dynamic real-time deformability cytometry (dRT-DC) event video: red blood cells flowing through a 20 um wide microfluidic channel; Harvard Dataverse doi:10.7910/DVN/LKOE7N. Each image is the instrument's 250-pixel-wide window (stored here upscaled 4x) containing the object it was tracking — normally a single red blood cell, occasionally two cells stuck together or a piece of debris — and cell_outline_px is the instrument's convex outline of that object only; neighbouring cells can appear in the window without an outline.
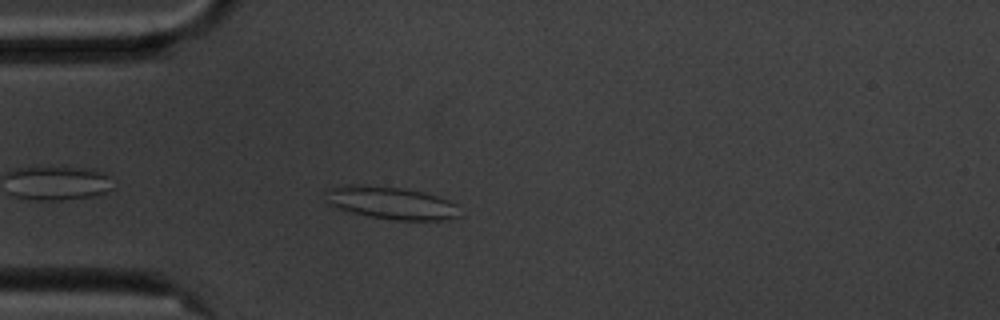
{"species": "common noctule bat (a hibernating species)", "species_latin": "Nyctalus noctula", "temperature_condition": "cold", "stored_images_in_passage": 29, "camera_frame_rate_fps": 3000, "um_per_image_px": 0.085, "animal": {"sex": "male", "body_mass_g": 20.1, "forearm_length_mm": 53.5}, "frame": {"image": 1, "passage_image": 4, "time_ms": 1.0, "image_size_px": [1000, 320], "cell_outline_px": [[460, 216], [444, 220], [396, 220], [368, 216], [348, 212], [336, 208], [328, 200], [332, 188], [344, 184], [356, 184], [404, 188], [436, 196], [448, 200], [456, 204]], "centroid_in_image_um": [33.29, 17.26], "position_along_channel_um": 51.7, "area_um2": 25.03}}
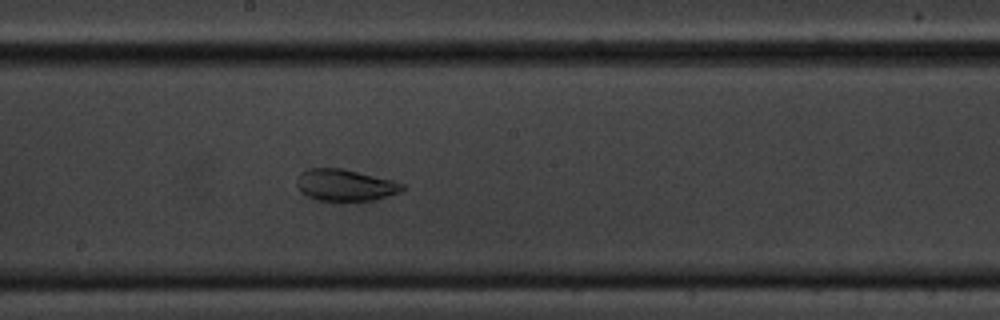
{"frame": {"image": 2, "passage_image": 19, "time_ms": 6.0, "image_size_px": [1000, 320], "cell_outline_px": [[404, 188], [400, 192], [372, 200], [316, 200], [300, 192], [296, 184], [300, 172], [308, 168], [340, 168], [392, 180], [404, 184]], "centroid_in_image_um": [29.29, 15.72], "position_along_channel_um": 218.9, "area_um2": 19.19}}
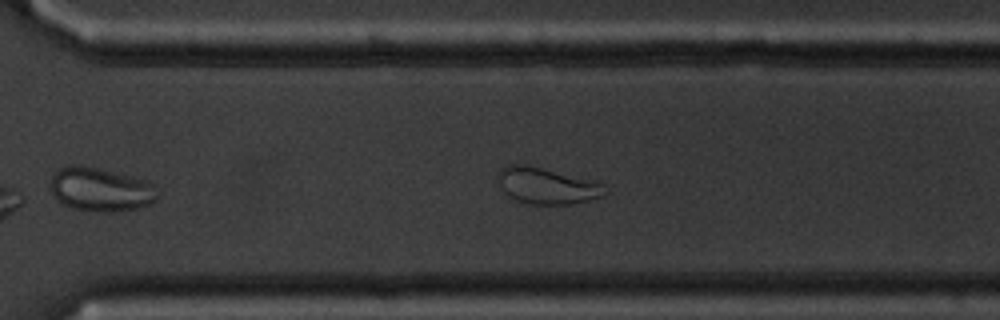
{"frame": {"image": 3, "passage_image": 28, "time_ms": 9.0, "image_size_px": [1000, 320], "cell_outline_px": [[156, 200], [148, 204], [136, 208], [108, 212], [92, 212], [72, 208], [64, 204], [48, 188], [48, 184], [52, 176], [60, 168], [68, 164], [76, 164], [96, 168], [144, 180], [152, 184], [156, 196]], "centroid_in_image_um": [8.46, 16.11], "position_along_channel_um": 362.1, "area_um2": 26.88}}